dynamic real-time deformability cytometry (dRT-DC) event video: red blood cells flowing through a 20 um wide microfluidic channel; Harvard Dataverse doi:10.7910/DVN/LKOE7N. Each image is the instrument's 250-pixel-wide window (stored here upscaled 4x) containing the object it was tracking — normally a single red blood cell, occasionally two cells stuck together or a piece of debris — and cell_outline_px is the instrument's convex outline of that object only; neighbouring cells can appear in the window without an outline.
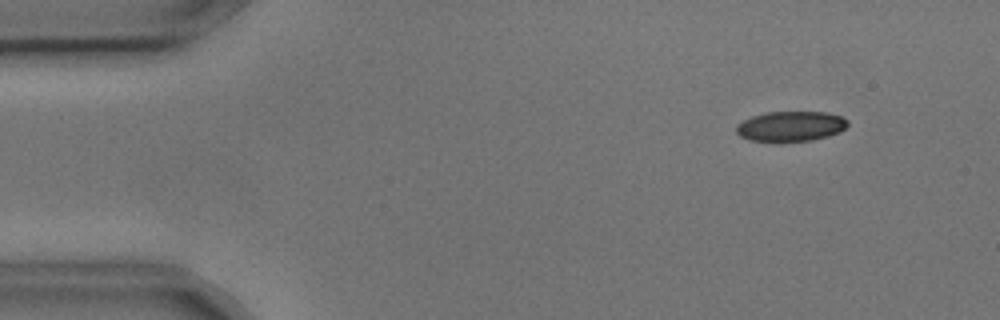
{"species": "common noctule bat (a hibernating species)", "species_latin": "Nyctalus noctula", "temperature_condition": "cold", "stored_images_in_passage": 5, "camera_frame_rate_fps": 3000, "um_per_image_px": 0.085, "animal": {"sex": "male", "body_mass_g": 17.9, "forearm_length_mm": 54.2}, "frame": {"image": 1, "passage_image": 2, "time_ms": 0.333, "image_size_px": [1000, 320], "cell_outline_px": [[848, 124], [840, 132], [828, 136], [812, 140], [780, 144], [776, 144], [748, 140], [740, 136], [736, 132], [736, 124], [752, 116], [768, 112], [828, 112], [844, 116], [848, 120]], "centroid_in_image_um": [67.2, 10.77], "position_along_channel_um": 17.8, "area_um2": 20.35}}